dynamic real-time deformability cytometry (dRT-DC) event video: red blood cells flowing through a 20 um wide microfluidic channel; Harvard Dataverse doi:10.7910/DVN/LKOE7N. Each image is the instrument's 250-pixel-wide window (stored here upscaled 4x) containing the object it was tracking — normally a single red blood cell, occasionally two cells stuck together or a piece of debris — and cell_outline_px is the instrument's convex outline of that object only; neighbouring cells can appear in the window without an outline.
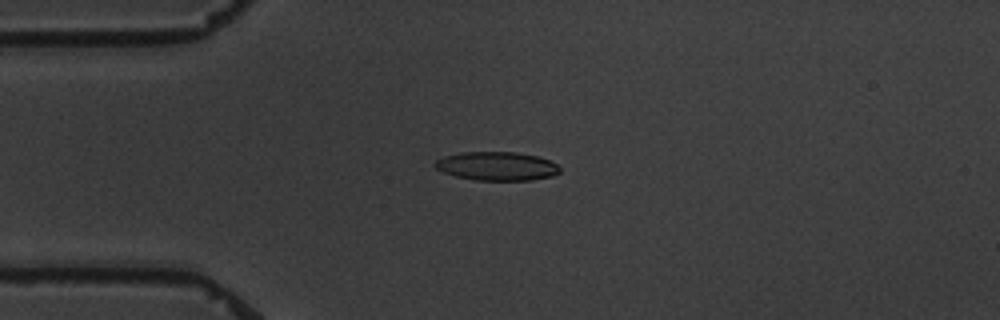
{"species": "common noctule bat (a hibernating species)", "species_latin": "Nyctalus noctula", "temperature_condition": "warm", "stored_images_in_passage": 4, "camera_frame_rate_fps": 3000, "um_per_image_px": 0.085, "animal": {"sex": "male", "body_mass_g": 19.5, "forearm_length_mm": 54.6}, "frame": {"image": 1, "passage_image": 1, "time_ms": 0.0, "image_size_px": [1000, 320], "cell_outline_px": [[560, 172], [552, 176], [532, 180], [476, 180], [456, 176], [444, 172], [436, 168], [432, 164], [436, 160], [444, 156], [460, 152], [516, 152], [536, 156], [548, 160], [556, 164], [560, 168]], "centroid_in_image_um": [42.21, 14.12], "position_along_channel_um": 42.8, "area_um2": 20.81}}
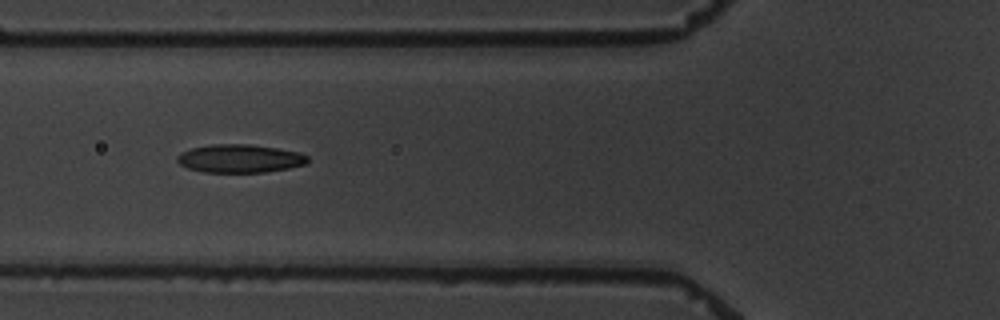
{"frame": {"image": 2, "passage_image": 3, "time_ms": 2.333, "image_size_px": [1000, 320], "cell_outline_px": [[308, 164], [288, 168], [264, 172], [204, 172], [188, 168], [180, 164], [176, 160], [176, 156], [180, 152], [192, 148], [212, 144], [248, 144], [276, 148], [300, 152], [308, 156]], "centroid_in_image_um": [20.38, 13.47], "position_along_channel_um": 105.4, "area_um2": 21.5}}
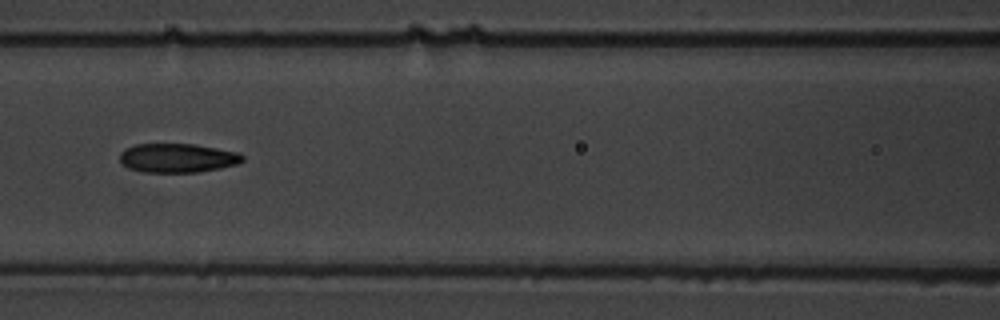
{"frame": {"image": 3, "passage_image": 4, "time_ms": 3.667, "image_size_px": [1000, 320], "cell_outline_px": [[244, 160], [236, 164], [220, 168], [200, 172], [144, 172], [128, 168], [120, 160], [120, 152], [124, 148], [136, 144], [196, 144], [236, 152], [244, 156]], "centroid_in_image_um": [15.07, 13.42], "position_along_channel_um": 151.5, "area_um2": 20.75}}